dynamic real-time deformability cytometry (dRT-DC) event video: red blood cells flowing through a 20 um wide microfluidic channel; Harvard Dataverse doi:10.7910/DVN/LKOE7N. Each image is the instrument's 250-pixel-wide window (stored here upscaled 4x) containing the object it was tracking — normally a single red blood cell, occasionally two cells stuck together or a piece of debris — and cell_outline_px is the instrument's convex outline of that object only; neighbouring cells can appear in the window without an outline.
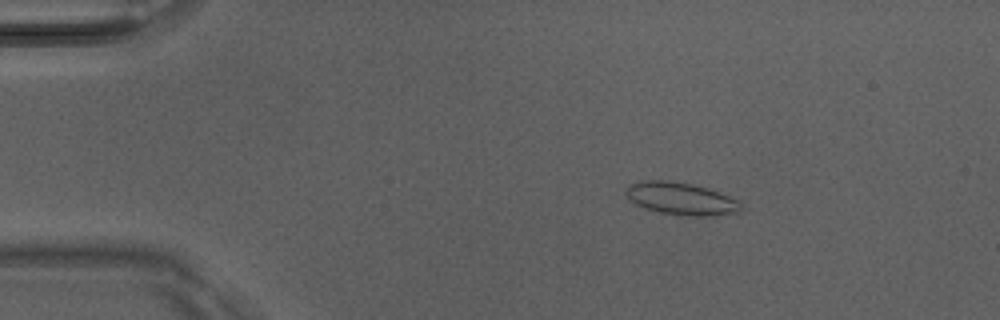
{"species": "Egyptian fruit bat (a non-hibernating species)", "species_latin": "Rousettus aegyptiacus", "temperature_condition": "room temperature", "stored_images_in_passage": 5, "camera_frame_rate_fps": 3000, "um_per_image_px": 0.085, "animal": {"sex": "male"}, "frame": {"image": 1, "passage_image": 3, "time_ms": 0.667, "image_size_px": [1000, 320], "cell_outline_px": [[740, 212], [712, 216], [688, 216], [660, 212], [644, 208], [628, 200], [624, 192], [632, 184], [644, 180], [668, 180], [692, 184], [708, 188], [740, 200]], "centroid_in_image_um": [57.89, 16.89], "position_along_channel_um": 27.1, "area_um2": 21.79}}